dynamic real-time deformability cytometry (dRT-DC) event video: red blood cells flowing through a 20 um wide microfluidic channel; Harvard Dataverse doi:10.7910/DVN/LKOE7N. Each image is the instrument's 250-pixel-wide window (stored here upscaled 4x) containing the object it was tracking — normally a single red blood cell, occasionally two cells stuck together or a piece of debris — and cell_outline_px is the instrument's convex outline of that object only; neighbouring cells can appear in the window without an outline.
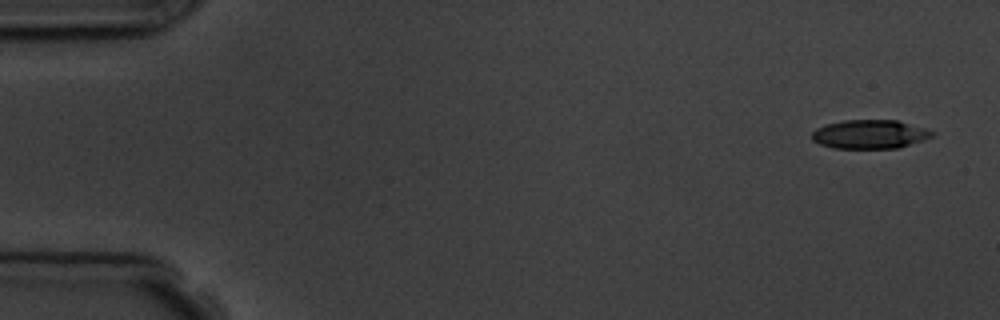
{"species": "common noctule bat (a hibernating species)", "species_latin": "Nyctalus noctula", "temperature_condition": "room temperature", "stored_images_in_passage": 5, "camera_frame_rate_fps": 3000, "um_per_image_px": 0.085, "animal": {"sex": "male", "body_mass_g": 19.5, "forearm_length_mm": 54.6}, "frame": {"image": 1, "passage_image": 1, "time_ms": 0.0, "image_size_px": [1000, 320], "cell_outline_px": [[932, 136], [924, 140], [896, 148], [832, 148], [820, 144], [812, 140], [812, 132], [816, 128], [824, 124], [844, 120], [896, 120], [924, 128], [932, 132]], "centroid_in_image_um": [73.87, 11.41], "position_along_channel_um": 11.1, "area_um2": 20.06}}
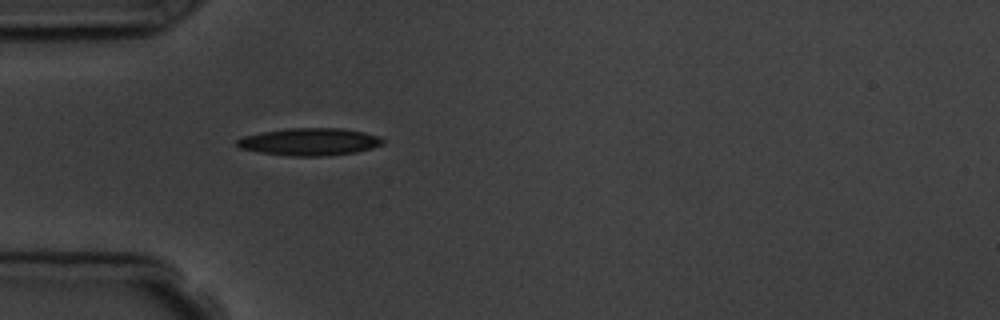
{"frame": {"image": 2, "passage_image": 5, "time_ms": 4.667, "image_size_px": [1000, 320], "cell_outline_px": [[384, 144], [372, 148], [356, 152], [328, 156], [292, 156], [260, 152], [240, 148], [236, 144], [236, 140], [244, 136], [260, 132], [288, 128], [344, 128], [364, 132], [380, 136], [384, 140]], "centroid_in_image_um": [26.35, 12.05], "position_along_channel_um": 58.7, "area_um2": 23.41}}